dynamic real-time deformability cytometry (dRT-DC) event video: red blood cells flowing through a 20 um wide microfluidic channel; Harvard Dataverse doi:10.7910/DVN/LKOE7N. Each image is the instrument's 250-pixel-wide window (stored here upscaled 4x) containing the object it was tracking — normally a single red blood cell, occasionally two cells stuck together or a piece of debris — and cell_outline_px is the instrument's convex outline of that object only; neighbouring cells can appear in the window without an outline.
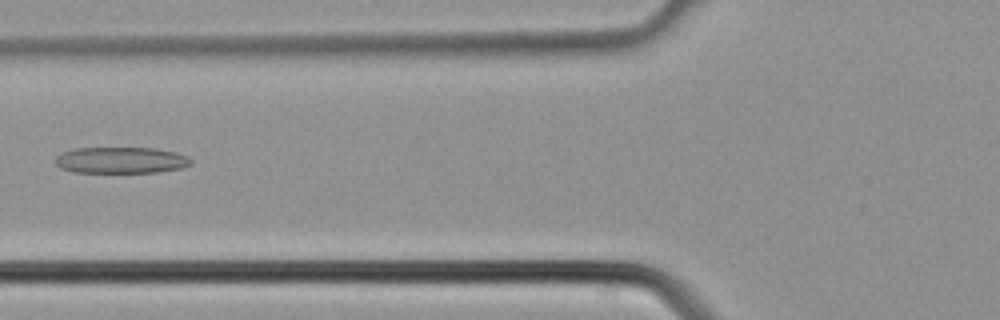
{"species": "common noctule bat (a hibernating species)", "species_latin": "Nyctalus noctula", "temperature_condition": "cold", "stored_images_in_passage": 27, "camera_frame_rate_fps": 3000, "um_per_image_px": 0.085, "animal": {"sex": "male", "body_mass_g": 21.5, "forearm_length_mm": 52.0}, "frame": {"image": 1, "passage_image": 4, "time_ms": 1.0, "image_size_px": [1000, 320], "cell_outline_px": [[192, 164], [184, 168], [156, 172], [72, 172], [60, 168], [56, 164], [56, 156], [60, 152], [76, 148], [152, 148], [176, 152], [188, 156], [192, 160]], "centroid_in_image_um": [10.29, 13.61], "position_along_channel_um": 115.5, "area_um2": 20.92}}
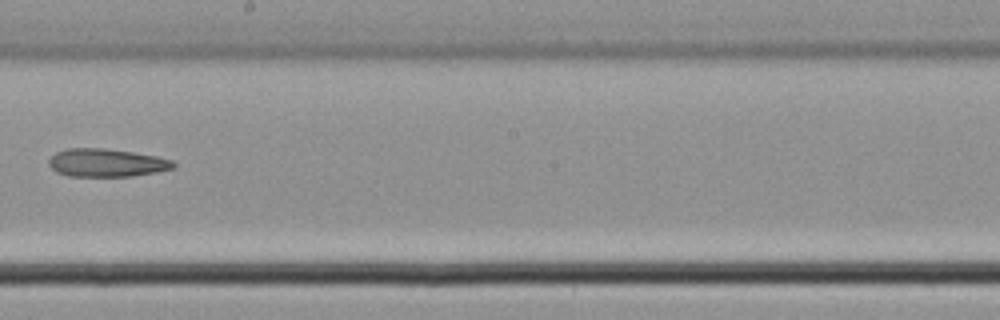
{"frame": {"image": 2, "passage_image": 11, "time_ms": 3.333, "image_size_px": [1000, 320], "cell_outline_px": [[176, 168], [156, 172], [132, 176], [68, 176], [56, 172], [48, 164], [48, 160], [56, 152], [68, 148], [104, 148], [132, 152], [156, 156], [172, 160], [176, 164]], "centroid_in_image_um": [9.06, 13.84], "position_along_channel_um": 239.1, "area_um2": 20.4}}
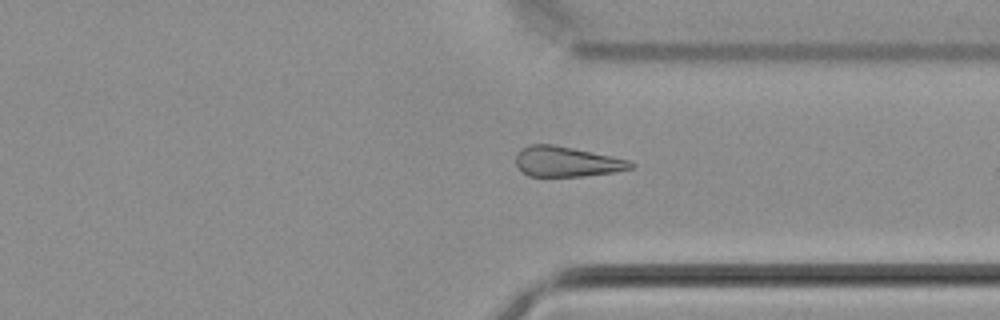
{"frame": {"image": 3, "passage_image": 18, "time_ms": 5.667, "image_size_px": [1000, 320], "cell_outline_px": [[636, 164], [632, 168], [616, 172], [584, 176], [528, 176], [516, 164], [516, 156], [520, 148], [532, 144], [552, 144], [632, 160]], "centroid_in_image_um": [48.21, 13.74], "position_along_channel_um": 363.2, "area_um2": 20.23}}